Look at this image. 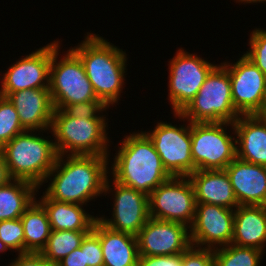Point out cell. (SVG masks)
<instances>
[{"label": "cell", "instance_id": "1", "mask_svg": "<svg viewBox=\"0 0 266 266\" xmlns=\"http://www.w3.org/2000/svg\"><path fill=\"white\" fill-rule=\"evenodd\" d=\"M64 156H58L44 182L53 177L45 191L50 199L84 205L102 193L113 191L107 179L109 156L66 155V160Z\"/></svg>", "mask_w": 266, "mask_h": 266}, {"label": "cell", "instance_id": "2", "mask_svg": "<svg viewBox=\"0 0 266 266\" xmlns=\"http://www.w3.org/2000/svg\"><path fill=\"white\" fill-rule=\"evenodd\" d=\"M114 159L113 179L146 195L172 177L144 131L126 136Z\"/></svg>", "mask_w": 266, "mask_h": 266}, {"label": "cell", "instance_id": "3", "mask_svg": "<svg viewBox=\"0 0 266 266\" xmlns=\"http://www.w3.org/2000/svg\"><path fill=\"white\" fill-rule=\"evenodd\" d=\"M81 59L94 92L107 107L118 102L123 90L127 54L96 34L71 48Z\"/></svg>", "mask_w": 266, "mask_h": 266}, {"label": "cell", "instance_id": "4", "mask_svg": "<svg viewBox=\"0 0 266 266\" xmlns=\"http://www.w3.org/2000/svg\"><path fill=\"white\" fill-rule=\"evenodd\" d=\"M33 132L25 130L16 135L1 151L11 179L30 182L40 189L59 155L53 140Z\"/></svg>", "mask_w": 266, "mask_h": 266}, {"label": "cell", "instance_id": "5", "mask_svg": "<svg viewBox=\"0 0 266 266\" xmlns=\"http://www.w3.org/2000/svg\"><path fill=\"white\" fill-rule=\"evenodd\" d=\"M106 117L74 118L54 109L50 132L58 155L109 156ZM108 142V143H107Z\"/></svg>", "mask_w": 266, "mask_h": 266}, {"label": "cell", "instance_id": "6", "mask_svg": "<svg viewBox=\"0 0 266 266\" xmlns=\"http://www.w3.org/2000/svg\"><path fill=\"white\" fill-rule=\"evenodd\" d=\"M174 115L190 122L234 123L240 114L234 108L227 69L222 64L217 65L207 76L194 99L181 113Z\"/></svg>", "mask_w": 266, "mask_h": 266}, {"label": "cell", "instance_id": "7", "mask_svg": "<svg viewBox=\"0 0 266 266\" xmlns=\"http://www.w3.org/2000/svg\"><path fill=\"white\" fill-rule=\"evenodd\" d=\"M59 41L52 42V60L50 66L49 92L54 109L66 105L100 100L86 76L84 65L79 56L70 48L60 61Z\"/></svg>", "mask_w": 266, "mask_h": 266}, {"label": "cell", "instance_id": "8", "mask_svg": "<svg viewBox=\"0 0 266 266\" xmlns=\"http://www.w3.org/2000/svg\"><path fill=\"white\" fill-rule=\"evenodd\" d=\"M229 122H191V154L196 170L225 169L236 158V137Z\"/></svg>", "mask_w": 266, "mask_h": 266}, {"label": "cell", "instance_id": "9", "mask_svg": "<svg viewBox=\"0 0 266 266\" xmlns=\"http://www.w3.org/2000/svg\"><path fill=\"white\" fill-rule=\"evenodd\" d=\"M149 217L192 226L196 199L188 177L172 176L148 195Z\"/></svg>", "mask_w": 266, "mask_h": 266}, {"label": "cell", "instance_id": "10", "mask_svg": "<svg viewBox=\"0 0 266 266\" xmlns=\"http://www.w3.org/2000/svg\"><path fill=\"white\" fill-rule=\"evenodd\" d=\"M169 102L173 113H181L194 99L210 72L217 66L182 48L169 61Z\"/></svg>", "mask_w": 266, "mask_h": 266}, {"label": "cell", "instance_id": "11", "mask_svg": "<svg viewBox=\"0 0 266 266\" xmlns=\"http://www.w3.org/2000/svg\"><path fill=\"white\" fill-rule=\"evenodd\" d=\"M177 127L158 122L151 132H144L152 141L164 168L171 176L188 177L194 172L191 154V122Z\"/></svg>", "mask_w": 266, "mask_h": 266}, {"label": "cell", "instance_id": "12", "mask_svg": "<svg viewBox=\"0 0 266 266\" xmlns=\"http://www.w3.org/2000/svg\"><path fill=\"white\" fill-rule=\"evenodd\" d=\"M221 64L230 76L236 111L240 115H260L266 105V75L244 54L233 65Z\"/></svg>", "mask_w": 266, "mask_h": 266}, {"label": "cell", "instance_id": "13", "mask_svg": "<svg viewBox=\"0 0 266 266\" xmlns=\"http://www.w3.org/2000/svg\"><path fill=\"white\" fill-rule=\"evenodd\" d=\"M189 226L149 218L137 238L139 256L182 254L191 245Z\"/></svg>", "mask_w": 266, "mask_h": 266}, {"label": "cell", "instance_id": "14", "mask_svg": "<svg viewBox=\"0 0 266 266\" xmlns=\"http://www.w3.org/2000/svg\"><path fill=\"white\" fill-rule=\"evenodd\" d=\"M234 209L219 205L196 203L195 219L190 227L192 245L216 249L232 242ZM216 244L218 247H216Z\"/></svg>", "mask_w": 266, "mask_h": 266}, {"label": "cell", "instance_id": "15", "mask_svg": "<svg viewBox=\"0 0 266 266\" xmlns=\"http://www.w3.org/2000/svg\"><path fill=\"white\" fill-rule=\"evenodd\" d=\"M115 195L112 219L98 220L111 230L137 236L149 217L148 195L113 179Z\"/></svg>", "mask_w": 266, "mask_h": 266}, {"label": "cell", "instance_id": "16", "mask_svg": "<svg viewBox=\"0 0 266 266\" xmlns=\"http://www.w3.org/2000/svg\"><path fill=\"white\" fill-rule=\"evenodd\" d=\"M52 43L11 65L1 80V96L25 89L49 88Z\"/></svg>", "mask_w": 266, "mask_h": 266}, {"label": "cell", "instance_id": "17", "mask_svg": "<svg viewBox=\"0 0 266 266\" xmlns=\"http://www.w3.org/2000/svg\"><path fill=\"white\" fill-rule=\"evenodd\" d=\"M26 130H49L54 105L48 88L25 89L7 94Z\"/></svg>", "mask_w": 266, "mask_h": 266}, {"label": "cell", "instance_id": "18", "mask_svg": "<svg viewBox=\"0 0 266 266\" xmlns=\"http://www.w3.org/2000/svg\"><path fill=\"white\" fill-rule=\"evenodd\" d=\"M239 205L266 206V167L235 158L226 168Z\"/></svg>", "mask_w": 266, "mask_h": 266}, {"label": "cell", "instance_id": "19", "mask_svg": "<svg viewBox=\"0 0 266 266\" xmlns=\"http://www.w3.org/2000/svg\"><path fill=\"white\" fill-rule=\"evenodd\" d=\"M231 126L236 134V157L266 167V119L240 115Z\"/></svg>", "mask_w": 266, "mask_h": 266}, {"label": "cell", "instance_id": "20", "mask_svg": "<svg viewBox=\"0 0 266 266\" xmlns=\"http://www.w3.org/2000/svg\"><path fill=\"white\" fill-rule=\"evenodd\" d=\"M190 179L196 203L219 205L234 210L239 206L225 169L196 170Z\"/></svg>", "mask_w": 266, "mask_h": 266}, {"label": "cell", "instance_id": "21", "mask_svg": "<svg viewBox=\"0 0 266 266\" xmlns=\"http://www.w3.org/2000/svg\"><path fill=\"white\" fill-rule=\"evenodd\" d=\"M92 231L99 237L103 266H138V243L136 236L109 229L98 219Z\"/></svg>", "mask_w": 266, "mask_h": 266}, {"label": "cell", "instance_id": "22", "mask_svg": "<svg viewBox=\"0 0 266 266\" xmlns=\"http://www.w3.org/2000/svg\"><path fill=\"white\" fill-rule=\"evenodd\" d=\"M231 243L263 251L266 243V206L239 205L235 209Z\"/></svg>", "mask_w": 266, "mask_h": 266}, {"label": "cell", "instance_id": "23", "mask_svg": "<svg viewBox=\"0 0 266 266\" xmlns=\"http://www.w3.org/2000/svg\"><path fill=\"white\" fill-rule=\"evenodd\" d=\"M41 197L37 201L46 210L52 230H92L98 219L86 213L83 205L52 200L44 192Z\"/></svg>", "mask_w": 266, "mask_h": 266}, {"label": "cell", "instance_id": "24", "mask_svg": "<svg viewBox=\"0 0 266 266\" xmlns=\"http://www.w3.org/2000/svg\"><path fill=\"white\" fill-rule=\"evenodd\" d=\"M38 188L27 181L11 179L0 187V221L20 218L36 199Z\"/></svg>", "mask_w": 266, "mask_h": 266}, {"label": "cell", "instance_id": "25", "mask_svg": "<svg viewBox=\"0 0 266 266\" xmlns=\"http://www.w3.org/2000/svg\"><path fill=\"white\" fill-rule=\"evenodd\" d=\"M20 218L24 230L25 253H41L52 231L46 210L35 199Z\"/></svg>", "mask_w": 266, "mask_h": 266}, {"label": "cell", "instance_id": "26", "mask_svg": "<svg viewBox=\"0 0 266 266\" xmlns=\"http://www.w3.org/2000/svg\"><path fill=\"white\" fill-rule=\"evenodd\" d=\"M90 231L52 230L41 254L46 259L58 263L74 249L79 248Z\"/></svg>", "mask_w": 266, "mask_h": 266}, {"label": "cell", "instance_id": "27", "mask_svg": "<svg viewBox=\"0 0 266 266\" xmlns=\"http://www.w3.org/2000/svg\"><path fill=\"white\" fill-rule=\"evenodd\" d=\"M262 250L233 243L214 249L215 266H260Z\"/></svg>", "mask_w": 266, "mask_h": 266}, {"label": "cell", "instance_id": "28", "mask_svg": "<svg viewBox=\"0 0 266 266\" xmlns=\"http://www.w3.org/2000/svg\"><path fill=\"white\" fill-rule=\"evenodd\" d=\"M25 130L14 105L7 97L0 96V149Z\"/></svg>", "mask_w": 266, "mask_h": 266}, {"label": "cell", "instance_id": "29", "mask_svg": "<svg viewBox=\"0 0 266 266\" xmlns=\"http://www.w3.org/2000/svg\"><path fill=\"white\" fill-rule=\"evenodd\" d=\"M0 240L9 250H17L18 254L25 253V238L21 218L0 221Z\"/></svg>", "mask_w": 266, "mask_h": 266}, {"label": "cell", "instance_id": "30", "mask_svg": "<svg viewBox=\"0 0 266 266\" xmlns=\"http://www.w3.org/2000/svg\"><path fill=\"white\" fill-rule=\"evenodd\" d=\"M249 51L244 55L266 75V31L255 29L249 39Z\"/></svg>", "mask_w": 266, "mask_h": 266}, {"label": "cell", "instance_id": "31", "mask_svg": "<svg viewBox=\"0 0 266 266\" xmlns=\"http://www.w3.org/2000/svg\"><path fill=\"white\" fill-rule=\"evenodd\" d=\"M107 107L101 100H91L83 103L66 105L61 110L67 115L74 118H95L104 117L96 115L98 112L106 111Z\"/></svg>", "mask_w": 266, "mask_h": 266}, {"label": "cell", "instance_id": "32", "mask_svg": "<svg viewBox=\"0 0 266 266\" xmlns=\"http://www.w3.org/2000/svg\"><path fill=\"white\" fill-rule=\"evenodd\" d=\"M182 266H215L214 249L191 245L182 253Z\"/></svg>", "mask_w": 266, "mask_h": 266}, {"label": "cell", "instance_id": "33", "mask_svg": "<svg viewBox=\"0 0 266 266\" xmlns=\"http://www.w3.org/2000/svg\"><path fill=\"white\" fill-rule=\"evenodd\" d=\"M80 248L84 251V258L87 266H103L100 239L92 230L85 236Z\"/></svg>", "mask_w": 266, "mask_h": 266}, {"label": "cell", "instance_id": "34", "mask_svg": "<svg viewBox=\"0 0 266 266\" xmlns=\"http://www.w3.org/2000/svg\"><path fill=\"white\" fill-rule=\"evenodd\" d=\"M138 266H182V254L139 256Z\"/></svg>", "mask_w": 266, "mask_h": 266}, {"label": "cell", "instance_id": "35", "mask_svg": "<svg viewBox=\"0 0 266 266\" xmlns=\"http://www.w3.org/2000/svg\"><path fill=\"white\" fill-rule=\"evenodd\" d=\"M8 266H59L58 263L46 259L41 253H24Z\"/></svg>", "mask_w": 266, "mask_h": 266}, {"label": "cell", "instance_id": "36", "mask_svg": "<svg viewBox=\"0 0 266 266\" xmlns=\"http://www.w3.org/2000/svg\"><path fill=\"white\" fill-rule=\"evenodd\" d=\"M59 266H87L84 251L79 247L70 252L58 262Z\"/></svg>", "mask_w": 266, "mask_h": 266}, {"label": "cell", "instance_id": "37", "mask_svg": "<svg viewBox=\"0 0 266 266\" xmlns=\"http://www.w3.org/2000/svg\"><path fill=\"white\" fill-rule=\"evenodd\" d=\"M11 180L9 175L7 165L5 163V159L3 153L0 149V187L7 184Z\"/></svg>", "mask_w": 266, "mask_h": 266}, {"label": "cell", "instance_id": "38", "mask_svg": "<svg viewBox=\"0 0 266 266\" xmlns=\"http://www.w3.org/2000/svg\"><path fill=\"white\" fill-rule=\"evenodd\" d=\"M243 2V3H257V2H266V0H236V2Z\"/></svg>", "mask_w": 266, "mask_h": 266}, {"label": "cell", "instance_id": "39", "mask_svg": "<svg viewBox=\"0 0 266 266\" xmlns=\"http://www.w3.org/2000/svg\"><path fill=\"white\" fill-rule=\"evenodd\" d=\"M8 246L6 244H4L1 240H0V252H4L6 250H8Z\"/></svg>", "mask_w": 266, "mask_h": 266}, {"label": "cell", "instance_id": "40", "mask_svg": "<svg viewBox=\"0 0 266 266\" xmlns=\"http://www.w3.org/2000/svg\"><path fill=\"white\" fill-rule=\"evenodd\" d=\"M263 118L266 119V105H265V108L263 110V112L260 114Z\"/></svg>", "mask_w": 266, "mask_h": 266}]
</instances>
